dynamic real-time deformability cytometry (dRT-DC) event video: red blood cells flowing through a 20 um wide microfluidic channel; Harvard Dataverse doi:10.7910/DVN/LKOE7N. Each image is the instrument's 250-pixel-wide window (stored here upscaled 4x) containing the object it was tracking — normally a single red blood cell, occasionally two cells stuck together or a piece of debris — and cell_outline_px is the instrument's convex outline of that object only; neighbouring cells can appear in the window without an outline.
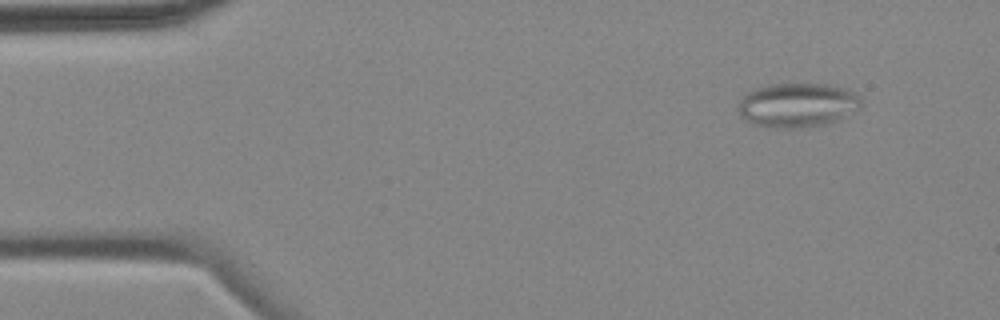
{"species": "common noctule bat (a hibernating species)", "species_latin": "Nyctalus noctula", "temperature_condition": "cold", "stored_images_in_passage": 4, "camera_frame_rate_fps": 3000, "um_per_image_px": 0.085, "animal": {"sex": "female", "body_mass_g": 18.4}, "frame": {"image": 1, "passage_image": 2, "time_ms": 1.333, "image_size_px": [1000, 320], "cell_outline_px": [[860, 108], [828, 124], [788, 128], [776, 128], [756, 124], [744, 120], [740, 116], [736, 108], [740, 96], [752, 88], [768, 84], [828, 84], [844, 88], [860, 96]], "centroid_in_image_um": [67.7, 8.91], "position_along_channel_um": 17.3, "area_um2": 31.91}}